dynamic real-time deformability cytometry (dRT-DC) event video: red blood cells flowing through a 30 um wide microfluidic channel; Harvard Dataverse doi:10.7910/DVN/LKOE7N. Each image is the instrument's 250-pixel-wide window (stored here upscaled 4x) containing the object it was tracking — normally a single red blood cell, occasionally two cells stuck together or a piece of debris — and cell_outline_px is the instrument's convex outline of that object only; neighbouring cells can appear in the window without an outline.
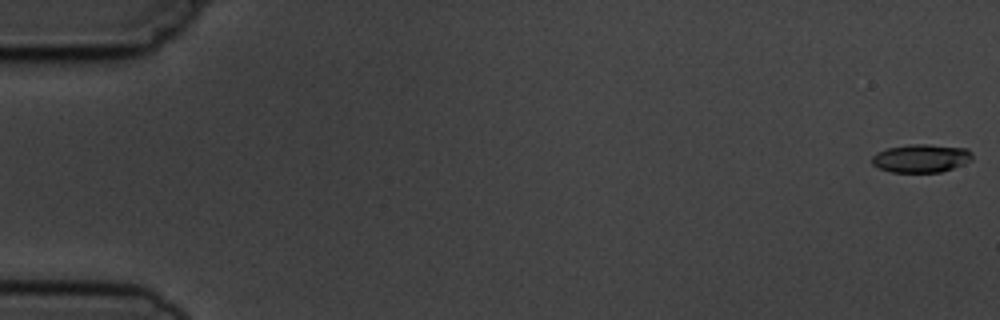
{"species": "common noctule bat (a hibernating species)", "species_latin": "Nyctalus noctula", "temperature_condition": "cold", "stored_images_in_passage": 5, "camera_frame_rate_fps": 3000, "um_per_image_px": 0.085, "animal": {"sex": "male", "body_mass_g": 19.5, "forearm_length_mm": 54.6}, "frame": {"image": 1, "passage_image": 1, "time_ms": 0.0, "image_size_px": [1000, 320], "cell_outline_px": [[972, 160], [952, 168], [940, 172], [892, 172], [880, 168], [872, 164], [872, 156], [876, 152], [888, 148], [912, 144], [928, 144], [968, 148], [972, 152]], "centroid_in_image_um": [78.3, 13.44], "position_along_channel_um": 6.7, "area_um2": 16.47}}
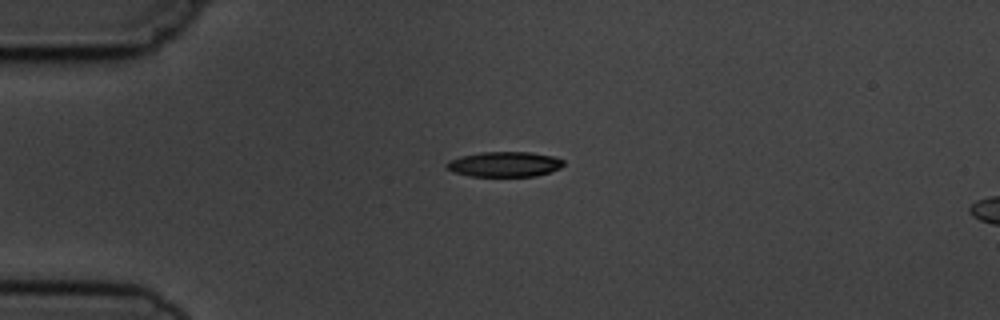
{"frame": {"image": 2, "passage_image": 5, "time_ms": 4.333, "image_size_px": [1000, 320], "cell_outline_px": [[564, 164], [560, 168], [536, 176], [468, 176], [452, 172], [444, 164], [448, 160], [460, 156], [480, 152], [532, 152], [556, 156], [564, 160]], "centroid_in_image_um": [42.87, 13.95], "position_along_channel_um": 42.1, "area_um2": 17.34}}